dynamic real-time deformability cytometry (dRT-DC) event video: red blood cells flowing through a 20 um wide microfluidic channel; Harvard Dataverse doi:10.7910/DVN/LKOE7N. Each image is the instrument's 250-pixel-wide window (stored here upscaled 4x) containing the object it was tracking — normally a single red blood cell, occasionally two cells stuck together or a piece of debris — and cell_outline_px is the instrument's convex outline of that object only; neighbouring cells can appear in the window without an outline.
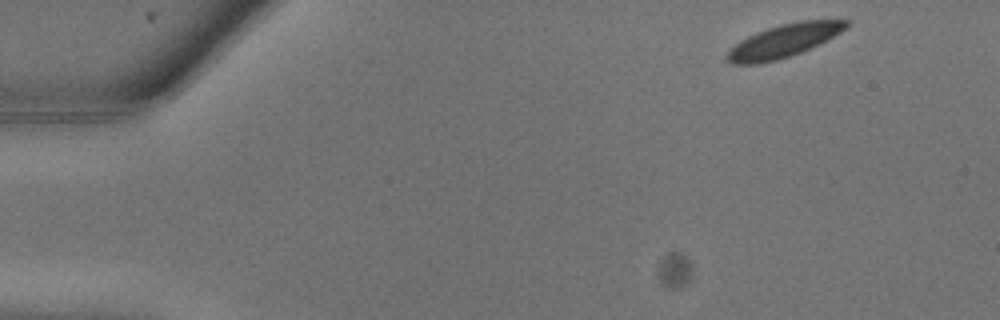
{"species": "common noctule bat (a hibernating species)", "species_latin": "Nyctalus noctula", "temperature_condition": "warm", "stored_images_in_passage": 24, "camera_frame_rate_fps": 3000, "um_per_image_px": 0.085, "animal": {"sex": "male", "body_mass_g": 13.3}, "frame": {"image": 1, "passage_image": 1, "time_ms": 0.0, "image_size_px": [1000, 320], "cell_outline_px": [[852, 20], [840, 32], [820, 44], [800, 52], [776, 60], [756, 64], [732, 64], [728, 60], [728, 52], [740, 40], [756, 32], [780, 24], [800, 20]], "centroid_in_image_um": [66.63, 3.46], "position_along_channel_um": 18.4, "area_um2": 22.54}}
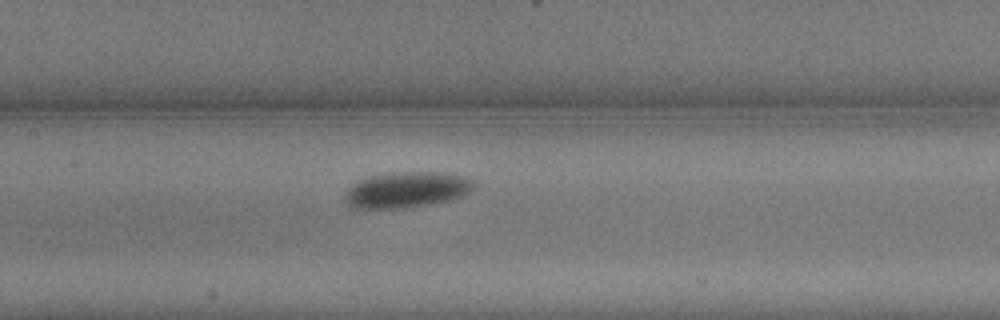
{"frame": {"image": 2, "passage_image": 11, "time_ms": 3.333, "image_size_px": [1000, 320], "cell_outline_px": [[476, 184], [464, 196], [452, 200], [408, 208], [348, 208], [344, 200], [344, 196], [348, 188], [356, 180], [368, 176], [388, 172], [444, 172], [468, 176]], "centroid_in_image_um": [34.55, 16.12], "position_along_channel_um": 172.8, "area_um2": 27.63}}
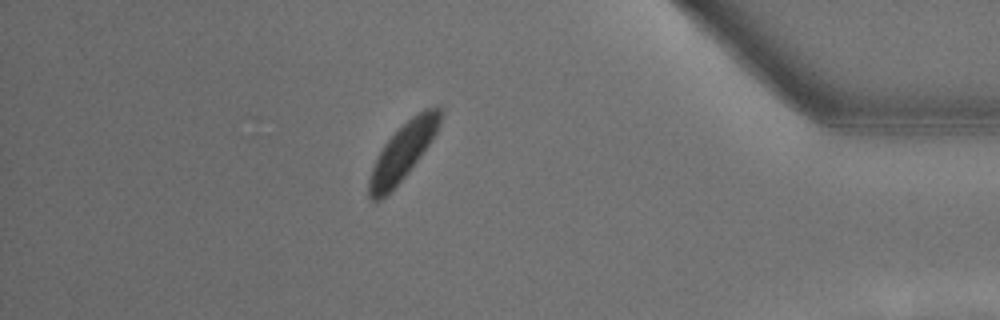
{"frame": {"image": 3, "passage_image": 21, "time_ms": 6.667, "image_size_px": [1000, 320], "cell_outline_px": [[440, 124], [432, 140], [408, 172], [380, 200], [372, 200], [368, 196], [368, 180], [376, 156], [384, 144], [412, 116], [424, 108], [440, 108]], "centroid_in_image_um": [34.21, 12.9], "position_along_channel_um": 401.0, "area_um2": 22.72}}